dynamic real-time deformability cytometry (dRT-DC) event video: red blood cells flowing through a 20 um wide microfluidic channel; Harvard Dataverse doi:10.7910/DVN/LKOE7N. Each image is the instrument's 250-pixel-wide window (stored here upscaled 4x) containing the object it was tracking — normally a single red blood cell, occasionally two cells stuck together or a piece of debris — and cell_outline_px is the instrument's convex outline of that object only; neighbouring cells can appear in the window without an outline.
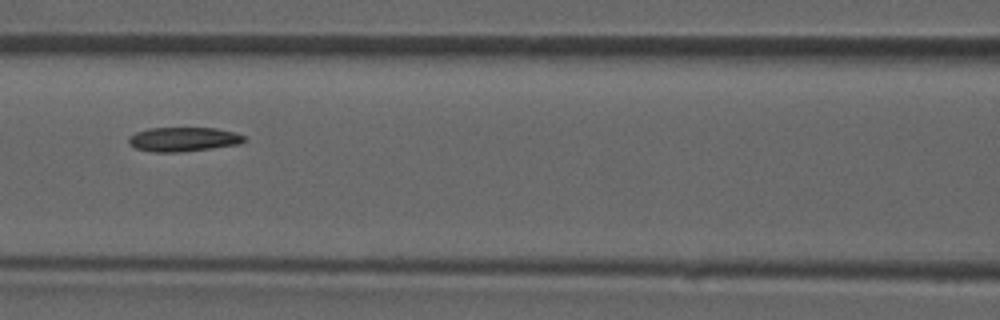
{"species": "common noctule bat (a hibernating species)", "species_latin": "Nyctalus noctula", "temperature_condition": "room temperature", "stored_images_in_passage": 47, "camera_frame_rate_fps": 3000, "um_per_image_px": 0.085, "animal": {"sex": "male", "forearm_length_mm": 52.5}, "frame": {"image": 1, "passage_image": 21, "time_ms": 6.667, "image_size_px": [1000, 320], "cell_outline_px": [[244, 140], [240, 144], [180, 152], [152, 152], [136, 148], [128, 144], [128, 136], [136, 132], [148, 128], [216, 128], [232, 132], [244, 136]], "centroid_in_image_um": [15.52, 11.84], "position_along_channel_um": 151.1, "area_um2": 16.24}}